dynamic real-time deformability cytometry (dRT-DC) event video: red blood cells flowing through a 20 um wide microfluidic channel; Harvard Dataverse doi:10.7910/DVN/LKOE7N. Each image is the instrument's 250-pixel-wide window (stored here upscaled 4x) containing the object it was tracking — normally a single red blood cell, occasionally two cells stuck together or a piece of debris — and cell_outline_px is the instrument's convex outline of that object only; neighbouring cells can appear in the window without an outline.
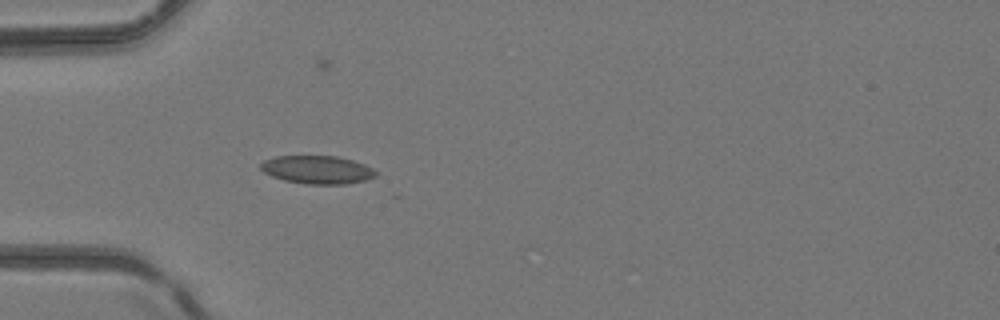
{"species": "common noctule bat (a hibernating species)", "species_latin": "Nyctalus noctula", "temperature_condition": "room temperature", "stored_images_in_passage": 1, "camera_frame_rate_fps": 3000, "um_per_image_px": 0.085, "animal": {"sex": "female", "body_mass_g": 24.6, "forearm_length_mm": 56.2}, "frame": {"image": 1, "passage_image": 1, "time_ms": 0.0, "image_size_px": [1000, 320], "cell_outline_px": [[380, 172], [376, 176], [368, 180], [344, 184], [308, 184], [284, 180], [272, 176], [264, 172], [260, 168], [260, 164], [264, 160], [276, 156], [336, 156], [352, 160], [364, 164]], "centroid_in_image_um": [27.0, 14.43], "position_along_channel_um": 58.0, "area_um2": 18.96}}